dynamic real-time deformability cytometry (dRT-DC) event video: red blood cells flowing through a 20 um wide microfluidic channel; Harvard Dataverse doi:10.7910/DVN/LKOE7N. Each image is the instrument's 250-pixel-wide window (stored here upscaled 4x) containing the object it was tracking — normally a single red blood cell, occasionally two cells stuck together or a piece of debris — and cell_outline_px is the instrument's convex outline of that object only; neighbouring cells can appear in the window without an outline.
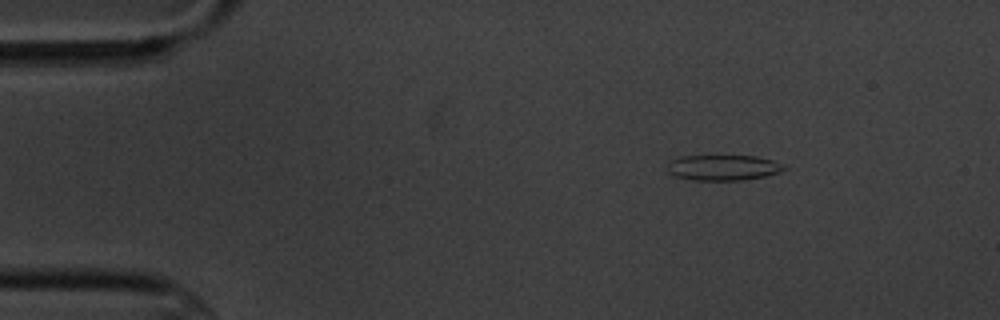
{"species": "common noctule bat (a hibernating species)", "species_latin": "Nyctalus noctula", "temperature_condition": "cold", "stored_images_in_passage": 7, "camera_frame_rate_fps": 3000, "um_per_image_px": 0.085, "animal": {"sex": "male", "body_mass_g": 20.1, "forearm_length_mm": 53.5}, "frame": {"image": 1, "passage_image": 1, "time_ms": 0.0, "image_size_px": [1000, 320], "cell_outline_px": [[788, 168], [780, 172], [764, 176], [740, 180], [692, 180], [676, 176], [668, 172], [668, 164], [672, 160], [684, 156], [756, 156], [772, 160]], "centroid_in_image_um": [61.47, 14.25], "position_along_channel_um": 23.5, "area_um2": 17.11}}
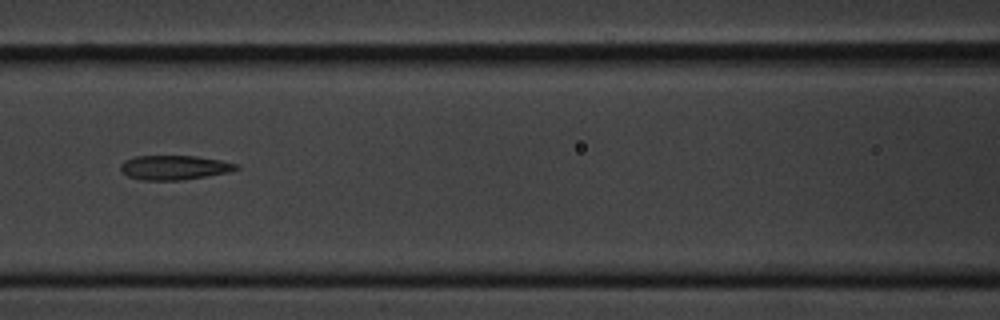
{"frame": {"image": 2, "passage_image": 6, "time_ms": 5.667, "image_size_px": [1000, 320], "cell_outline_px": [[240, 168], [228, 172], [180, 180], [140, 180], [128, 176], [120, 168], [120, 164], [124, 160], [136, 156], [196, 156], [220, 160], [240, 164]], "centroid_in_image_um": [14.82, 14.23], "position_along_channel_um": 151.8, "area_um2": 16.36}}
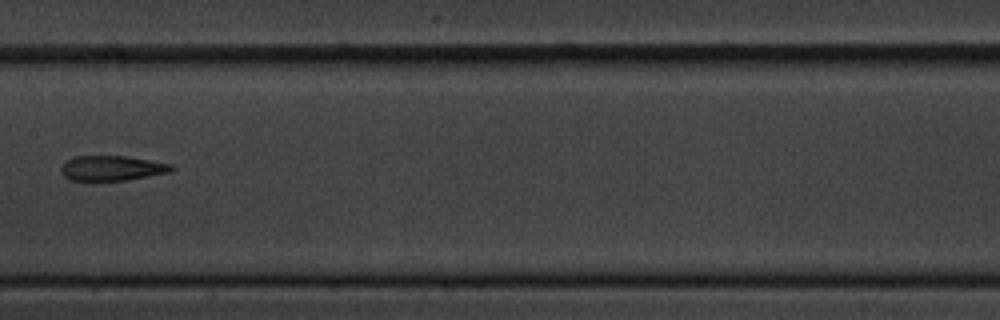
{"frame": {"image": 3, "passage_image": 7, "time_ms": 7.0, "image_size_px": [1000, 320], "cell_outline_px": [[176, 168], [168, 172], [128, 180], [68, 180], [60, 172], [60, 168], [64, 160], [76, 156], [128, 156], [172, 164]], "centroid_in_image_um": [9.48, 14.28], "position_along_channel_um": 197.9, "area_um2": 16.18}}